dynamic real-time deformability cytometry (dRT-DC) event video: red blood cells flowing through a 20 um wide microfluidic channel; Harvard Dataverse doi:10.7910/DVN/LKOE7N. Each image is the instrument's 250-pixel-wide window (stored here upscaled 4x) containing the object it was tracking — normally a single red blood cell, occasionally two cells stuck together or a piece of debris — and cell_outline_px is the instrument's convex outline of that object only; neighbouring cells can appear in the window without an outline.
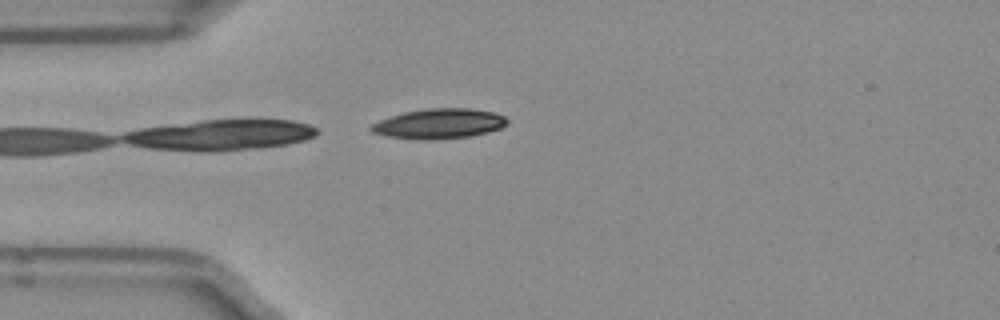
{"species": "Egyptian fruit bat (a non-hibernating species)", "species_latin": "Rousettus aegyptiacus", "temperature_condition": "room temperature", "stored_images_in_passage": 32, "camera_frame_rate_fps": 3000, "um_per_image_px": 0.085, "frame": {"image": 1, "passage_image": 1, "time_ms": 0.0, "image_size_px": [1000, 320], "cell_outline_px": [[508, 124], [500, 128], [488, 132], [472, 136], [432, 140], [412, 140], [388, 136], [372, 132], [368, 128], [372, 124], [380, 120], [404, 112], [428, 108], [472, 108], [496, 112], [504, 116], [508, 120]], "centroid_in_image_um": [37.35, 10.52], "position_along_channel_um": 47.7, "area_um2": 24.04}}
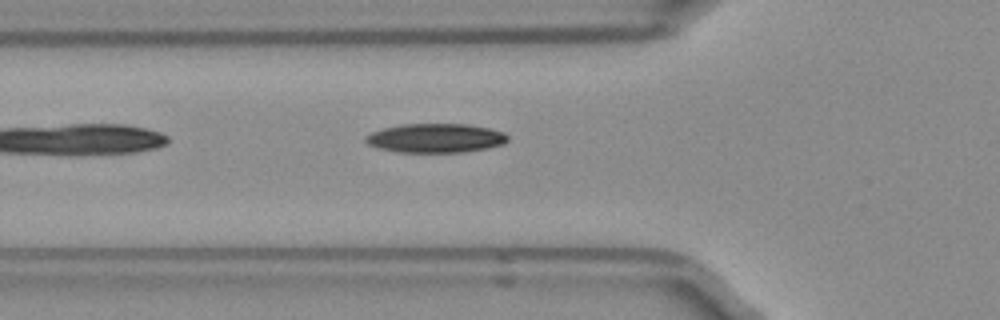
{"frame": {"image": 2, "passage_image": 5, "time_ms": 1.333, "image_size_px": [1000, 320], "cell_outline_px": [[508, 140], [504, 144], [488, 148], [464, 152], [396, 152], [380, 148], [368, 144], [364, 140], [364, 136], [372, 132], [384, 128], [400, 124], [468, 124], [488, 128], [504, 132], [508, 136]], "centroid_in_image_um": [37.03, 11.74], "position_along_channel_um": 88.8, "area_um2": 24.16}, "authors_computed_cell_mechanics": {"area_um2": 23.7847, "velocity_mm_per_s": 4.0056, "shape_relaxation_time_tau1_ms": 3.0778, "shape_relaxation_time_tau2_ms": 1.4583, "deformation_change_tau1": 0.1245, "deformation_change_tau2": 0.1387}}